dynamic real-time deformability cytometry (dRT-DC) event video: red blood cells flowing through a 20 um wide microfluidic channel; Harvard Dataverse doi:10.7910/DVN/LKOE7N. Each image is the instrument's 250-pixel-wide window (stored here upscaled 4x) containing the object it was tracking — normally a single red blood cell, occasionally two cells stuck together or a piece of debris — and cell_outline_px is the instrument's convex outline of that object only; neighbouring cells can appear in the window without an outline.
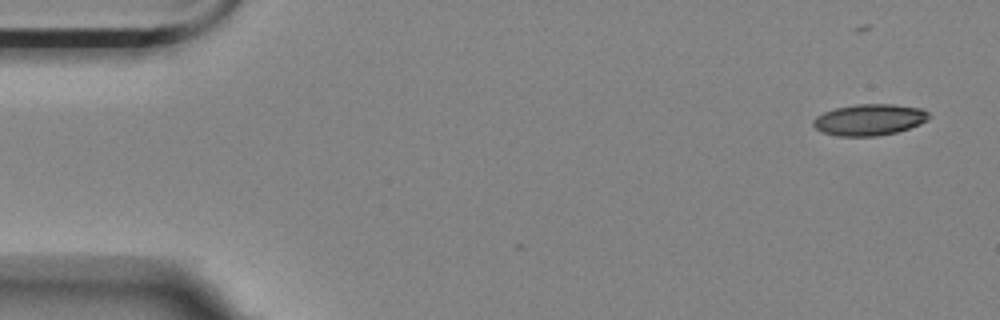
{"species": "Egyptian fruit bat (a non-hibernating species)", "species_latin": "Rousettus aegyptiacus", "temperature_condition": "room temperature", "stored_images_in_passage": 10, "camera_frame_rate_fps": 3000, "um_per_image_px": 0.085, "animal": {"sex": "female"}, "frame": {"image": 1, "passage_image": 1, "time_ms": 0.0, "image_size_px": [1000, 320], "cell_outline_px": [[932, 116], [928, 120], [920, 124], [896, 132], [876, 136], [836, 136], [824, 132], [816, 128], [812, 124], [812, 120], [816, 116], [824, 112], [836, 108], [856, 104], [892, 104], [920, 108], [928, 112]], "centroid_in_image_um": [73.9, 10.17], "position_along_channel_um": 11.1, "area_um2": 21.1}}
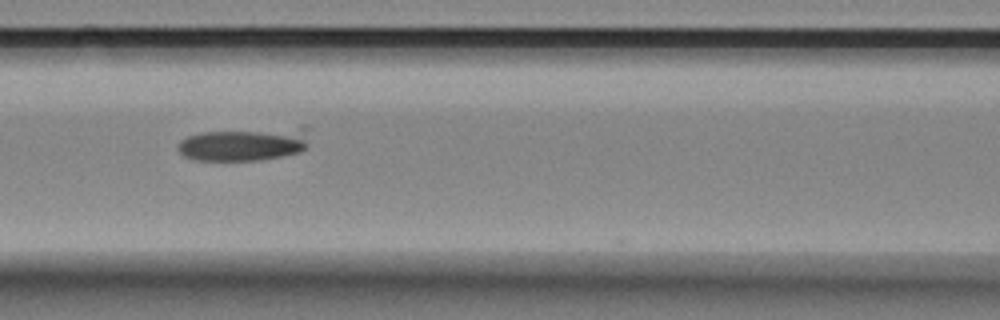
{"frame": {"image": 2, "passage_image": 7, "time_ms": 7.0, "image_size_px": [1000, 320], "cell_outline_px": [[308, 144], [300, 152], [260, 160], [192, 160], [184, 156], [176, 148], [180, 140], [188, 136], [200, 132], [304, 124], [308, 124]], "centroid_in_image_um": [20.85, 12.19], "position_along_channel_um": 145.7, "area_um2": 26.65}}
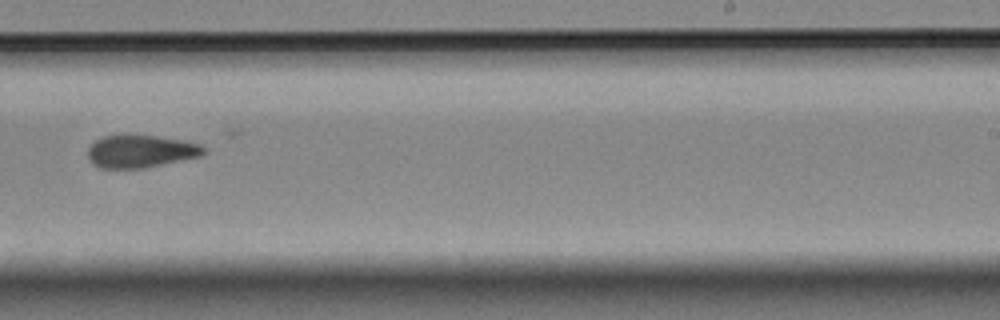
{"frame": {"image": 3, "passage_image": 10, "time_ms": 10.667, "image_size_px": [1000, 320], "cell_outline_px": [[204, 152], [200, 156], [144, 168], [100, 168], [92, 164], [88, 156], [88, 148], [96, 140], [104, 136], [156, 136], [184, 140], [200, 144], [204, 148]], "centroid_in_image_um": [11.94, 12.87], "position_along_channel_um": 277.1, "area_um2": 21.68}}